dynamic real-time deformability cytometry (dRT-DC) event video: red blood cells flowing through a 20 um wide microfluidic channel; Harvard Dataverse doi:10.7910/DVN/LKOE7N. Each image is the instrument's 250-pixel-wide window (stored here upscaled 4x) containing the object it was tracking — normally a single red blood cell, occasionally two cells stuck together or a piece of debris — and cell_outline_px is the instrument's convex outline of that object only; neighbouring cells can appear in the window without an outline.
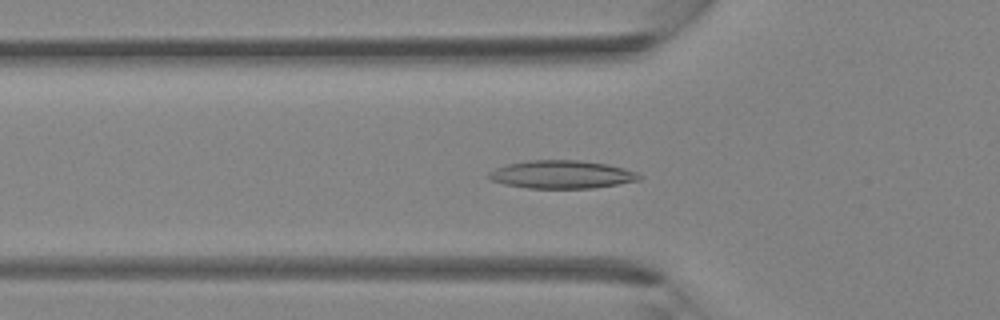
{"species": "Egyptian fruit bat (a non-hibernating species)", "species_latin": "Rousettus aegyptiacus", "temperature_condition": "room temperature", "stored_images_in_passage": 41, "camera_frame_rate_fps": 3000, "um_per_image_px": 0.085, "animal": {"sex": "female"}, "frame": {"image": 1, "passage_image": 14, "time_ms": 4.333, "image_size_px": [1000, 320], "cell_outline_px": [[644, 176], [640, 180], [592, 188], [528, 188], [504, 184], [492, 180], [484, 176], [488, 172], [504, 164], [528, 160], [580, 160], [608, 164], [624, 168], [636, 172]], "centroid_in_image_um": [47.72, 14.82], "position_along_channel_um": 78.1, "area_um2": 24.8}}
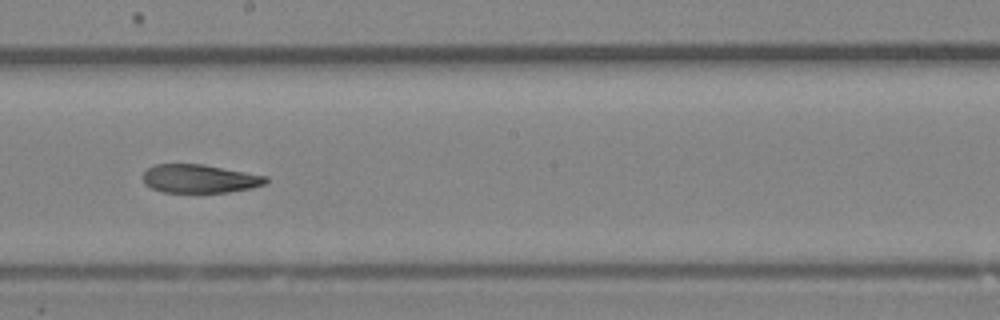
{"frame": {"image": 2, "passage_image": 23, "time_ms": 7.333, "image_size_px": [1000, 320], "cell_outline_px": [[268, 180], [264, 184], [252, 188], [228, 192], [164, 192], [152, 188], [144, 184], [140, 176], [148, 168], [156, 164], [204, 164], [268, 176]], "centroid_in_image_um": [16.95, 15.18], "position_along_channel_um": 231.3, "area_um2": 20.52}}
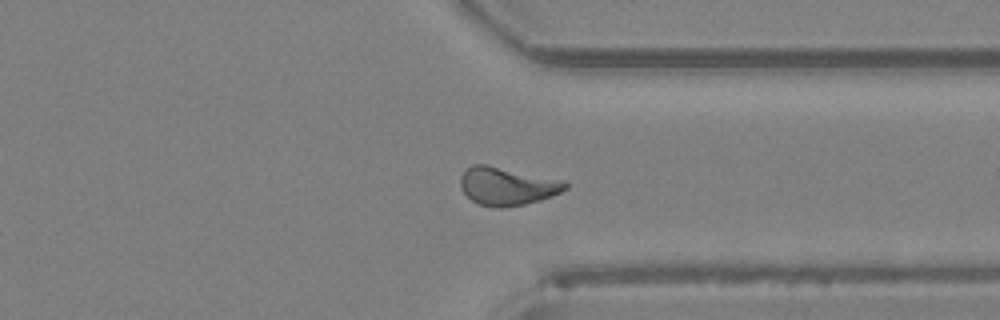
{"frame": {"image": 3, "passage_image": 31, "time_ms": 10.0, "image_size_px": [1000, 320], "cell_outline_px": [[568, 188], [552, 196], [540, 200], [524, 204], [504, 208], [496, 208], [476, 204], [464, 192], [460, 184], [460, 176], [472, 164], [484, 164], [564, 180], [568, 184]], "centroid_in_image_um": [43.11, 15.83], "position_along_channel_um": 368.3, "area_um2": 23.24}}